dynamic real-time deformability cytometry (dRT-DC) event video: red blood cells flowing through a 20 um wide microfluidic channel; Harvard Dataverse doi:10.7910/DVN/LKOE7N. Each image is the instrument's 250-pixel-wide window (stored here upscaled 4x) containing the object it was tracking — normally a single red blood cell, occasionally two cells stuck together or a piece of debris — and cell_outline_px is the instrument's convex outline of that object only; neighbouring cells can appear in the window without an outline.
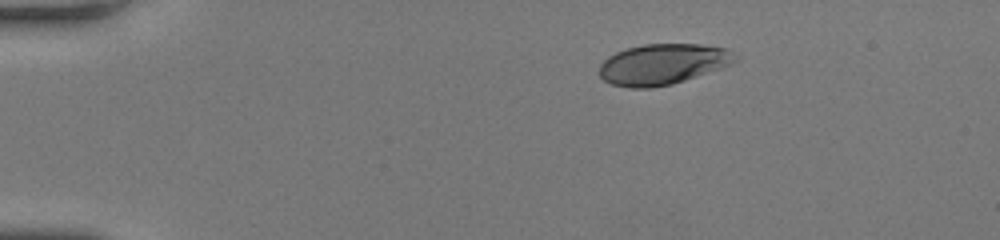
{"species": "human", "species_latin": "Homo sapiens", "temperature_condition": "room temperature", "stored_images_in_passage": 42, "camera_frame_rate_fps": 3000, "um_per_image_px": 0.085, "donor": {"sex": "female"}, "frame": {"image": 1, "passage_image": 1, "time_ms": 0.0, "image_size_px": [1000, 240], "cell_outline_px": [[740, 56], [736, 60], [720, 68], [672, 84], [652, 88], [628, 88], [612, 84], [604, 80], [600, 76], [600, 64], [608, 56], [616, 52], [628, 48], [644, 44], [700, 44], [724, 48]], "centroid_in_image_um": [56.31, 5.46], "position_along_channel_um": 28.7, "area_um2": 32.02}}
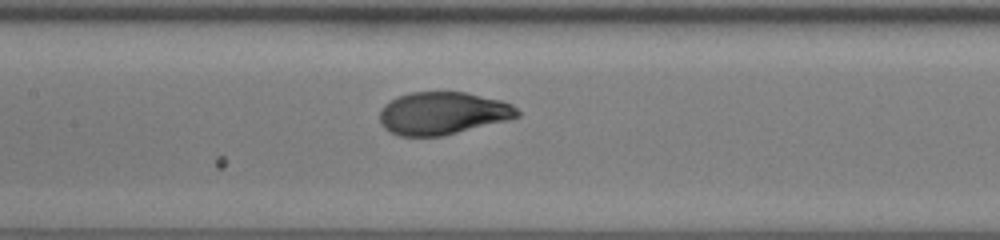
{"frame": {"image": 2, "passage_image": 18, "time_ms": 5.667, "image_size_px": [1000, 240], "cell_outline_px": [[520, 116], [508, 120], [444, 136], [396, 136], [384, 128], [380, 124], [380, 108], [384, 104], [400, 96], [412, 92], [464, 92], [500, 100], [512, 104], [520, 112]], "centroid_in_image_um": [37.62, 9.64], "position_along_channel_um": 169.8, "area_um2": 34.28}}
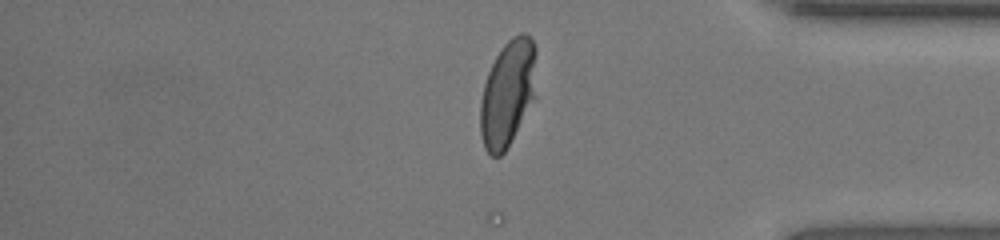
{"frame": {"image": 3, "passage_image": 36, "time_ms": 11.667, "image_size_px": [1000, 240], "cell_outline_px": [[536, 96], [504, 152], [500, 156], [492, 156], [484, 148], [480, 132], [480, 104], [484, 84], [488, 72], [496, 56], [504, 44], [512, 36], [520, 32], [524, 32], [532, 40], [536, 48]], "centroid_in_image_um": [43.17, 7.89], "position_along_channel_um": 392.0, "area_um2": 34.85}}